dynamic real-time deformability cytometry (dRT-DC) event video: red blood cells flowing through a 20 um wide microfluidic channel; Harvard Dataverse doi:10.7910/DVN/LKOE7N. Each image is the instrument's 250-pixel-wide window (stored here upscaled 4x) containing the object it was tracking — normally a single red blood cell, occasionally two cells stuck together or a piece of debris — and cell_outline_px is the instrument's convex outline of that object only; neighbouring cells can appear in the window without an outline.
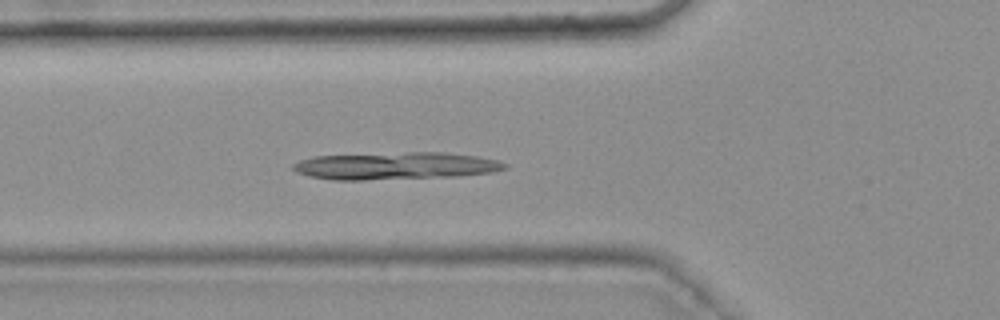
{"species": "common noctule bat (a hibernating species)", "species_latin": "Nyctalus noctula", "temperature_condition": "warm", "stored_images_in_passage": 24, "camera_frame_rate_fps": 3000, "um_per_image_px": 0.085, "animal": {"sex": "female", "body_mass_g": 25.1}, "frame": {"image": 1, "passage_image": 11, "time_ms": 3.333, "image_size_px": [1000, 320], "cell_outline_px": [[508, 168], [492, 172], [460, 176], [364, 180], [332, 180], [312, 176], [296, 172], [292, 168], [292, 164], [300, 160], [312, 156], [408, 152], [444, 152], [476, 156], [500, 160], [508, 164]], "centroid_in_image_um": [33.65, 14.09], "position_along_channel_um": 92.1, "area_um2": 33.93}}